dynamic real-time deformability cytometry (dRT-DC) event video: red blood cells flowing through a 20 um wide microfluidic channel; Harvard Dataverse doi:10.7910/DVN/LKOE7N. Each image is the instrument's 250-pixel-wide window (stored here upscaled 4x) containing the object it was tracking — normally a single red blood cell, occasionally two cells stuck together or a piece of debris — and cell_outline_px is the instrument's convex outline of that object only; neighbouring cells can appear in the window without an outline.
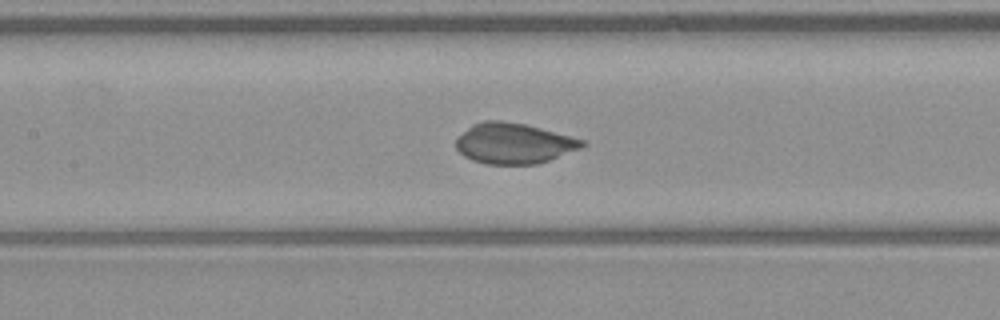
{"species": "common noctule bat (a hibernating species)", "species_latin": "Nyctalus noctula", "temperature_condition": "warm", "stored_images_in_passage": 39, "camera_frame_rate_fps": 3000, "um_per_image_px": 0.085, "animal": {"sex": "male", "body_mass_g": 23.1, "forearm_length_mm": 52.7}, "frame": {"image": 1, "passage_image": 11, "time_ms": 3.333, "image_size_px": [1000, 320], "cell_outline_px": [[588, 144], [580, 148], [548, 160], [536, 164], [484, 164], [472, 160], [464, 156], [456, 148], [456, 136], [472, 124], [484, 120], [500, 120], [524, 124], [540, 128], [584, 140]], "centroid_in_image_um": [43.62, 12.18], "position_along_channel_um": 163.8, "area_um2": 29.77}}
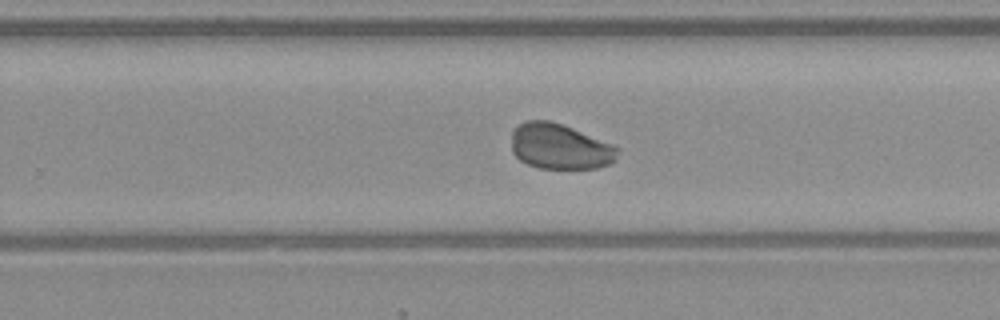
{"frame": {"image": 2, "passage_image": 20, "time_ms": 6.333, "image_size_px": [1000, 320], "cell_outline_px": [[620, 148], [616, 160], [612, 164], [596, 168], [540, 168], [528, 164], [520, 160], [512, 152], [512, 132], [520, 124], [528, 120], [548, 120], [564, 124], [612, 144]], "centroid_in_image_um": [47.62, 12.45], "position_along_channel_um": 282.2, "area_um2": 28.26}}
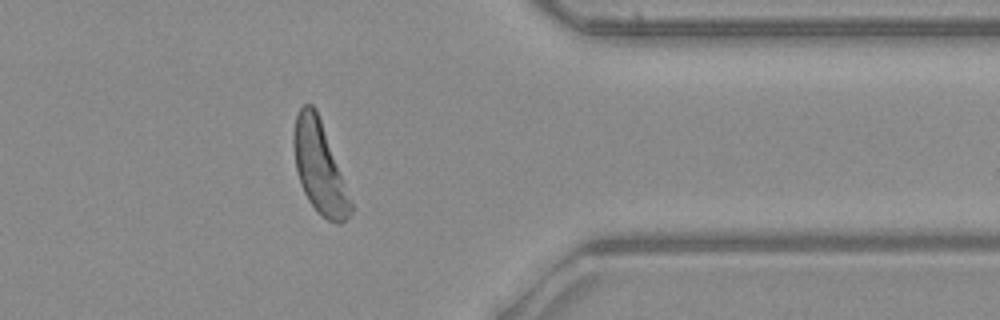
{"frame": {"image": 3, "passage_image": 29, "time_ms": 9.333, "image_size_px": [1000, 320], "cell_outline_px": [[352, 212], [340, 224], [336, 224], [328, 220], [308, 200], [300, 184], [296, 168], [292, 144], [292, 132], [296, 116], [300, 108], [304, 104], [312, 104], [316, 108], [352, 204]], "centroid_in_image_um": [27.1, 14.19], "position_along_channel_um": 384.3, "area_um2": 29.71}}